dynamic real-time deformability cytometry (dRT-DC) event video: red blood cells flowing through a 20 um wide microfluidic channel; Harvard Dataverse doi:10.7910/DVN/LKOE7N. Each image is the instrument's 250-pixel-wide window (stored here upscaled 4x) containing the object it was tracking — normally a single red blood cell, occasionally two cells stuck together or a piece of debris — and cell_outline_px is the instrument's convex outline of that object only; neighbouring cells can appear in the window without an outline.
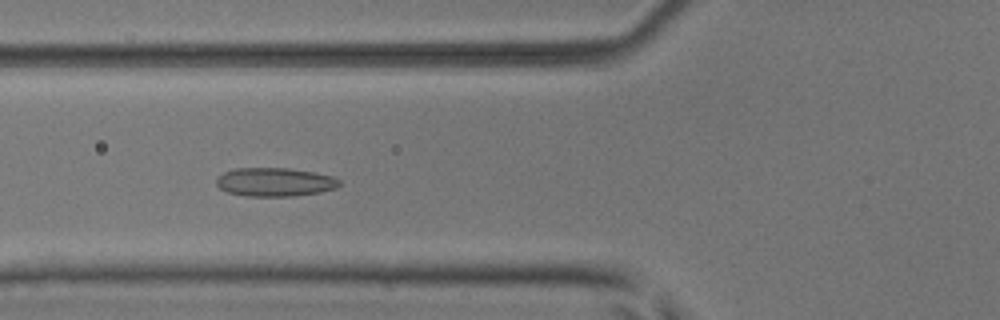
{"species": "common noctule bat (a hibernating species)", "species_latin": "Nyctalus noctula", "temperature_condition": "room temperature", "stored_images_in_passage": 51, "camera_frame_rate_fps": 3000, "um_per_image_px": 0.085, "animal": {"sex": "male", "body_mass_g": 17.9, "forearm_length_mm": 54.2}, "frame": {"image": 1, "passage_image": 19, "time_ms": 6.0, "image_size_px": [1000, 320], "cell_outline_px": [[340, 184], [336, 188], [320, 192], [292, 196], [244, 196], [228, 192], [220, 188], [216, 184], [216, 180], [224, 172], [236, 168], [288, 168], [312, 172], [332, 176], [340, 180]], "centroid_in_image_um": [23.36, 15.47], "position_along_channel_um": 102.4, "area_um2": 20.4}}
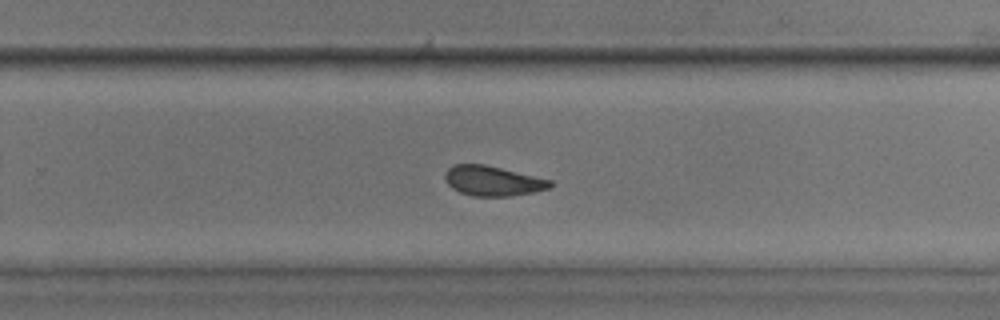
{"frame": {"image": 2, "passage_image": 33, "time_ms": 10.667, "image_size_px": [1000, 320], "cell_outline_px": [[556, 184], [552, 188], [532, 192], [508, 196], [472, 196], [460, 192], [452, 188], [448, 184], [444, 176], [444, 172], [452, 164], [484, 164], [552, 180]], "centroid_in_image_um": [41.89, 15.37], "position_along_channel_um": 287.9, "area_um2": 18.44}}
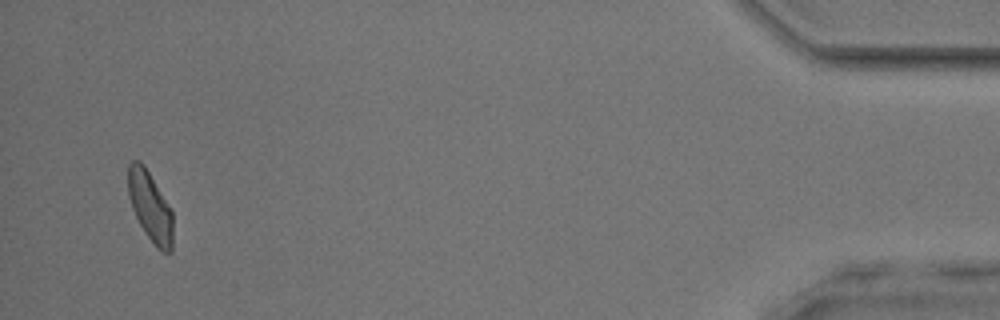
{"frame": {"image": 3, "passage_image": 49, "time_ms": 16.0, "image_size_px": [1000, 320], "cell_outline_px": [[172, 252], [160, 252], [156, 248], [140, 224], [132, 208], [128, 196], [128, 164], [132, 160], [140, 160], [144, 164], [172, 212]], "centroid_in_image_um": [12.75, 17.55], "position_along_channel_um": 422.5, "area_um2": 18.03}, "authors_computed_cell_mechanics": {"area_um2": 19.1896, "velocity_mm_per_s": 3.9825, "shape_relaxation_time_tau1_ms": 7.5509, "shape_relaxation_time_tau2_ms": 1.8409, "deformation_change_tau1": 0.1132, "deformation_change_tau2": 0.0862}}